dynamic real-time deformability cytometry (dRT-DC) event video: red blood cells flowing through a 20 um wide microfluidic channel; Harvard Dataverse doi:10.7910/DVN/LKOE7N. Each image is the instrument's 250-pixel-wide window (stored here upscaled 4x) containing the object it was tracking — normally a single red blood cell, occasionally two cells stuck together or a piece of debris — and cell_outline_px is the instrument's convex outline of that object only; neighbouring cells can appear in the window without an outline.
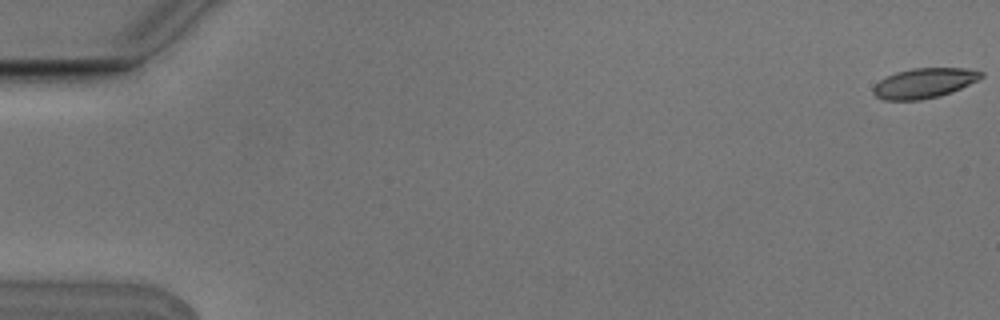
{"species": "Egyptian fruit bat (a non-hibernating species)", "species_latin": "Rousettus aegyptiacus", "temperature_condition": "cold", "stored_images_in_passage": 6, "camera_frame_rate_fps": 3000, "um_per_image_px": 0.085, "animal": {"sex": "male"}, "frame": {"image": 1, "passage_image": 1, "time_ms": 0.0, "image_size_px": [1000, 320], "cell_outline_px": [[984, 76], [952, 92], [940, 96], [920, 100], [884, 100], [876, 96], [872, 92], [872, 88], [880, 80], [896, 72], [912, 68], [964, 68], [984, 72]], "centroid_in_image_um": [78.54, 7.07], "position_along_channel_um": 6.5, "area_um2": 18.73}}